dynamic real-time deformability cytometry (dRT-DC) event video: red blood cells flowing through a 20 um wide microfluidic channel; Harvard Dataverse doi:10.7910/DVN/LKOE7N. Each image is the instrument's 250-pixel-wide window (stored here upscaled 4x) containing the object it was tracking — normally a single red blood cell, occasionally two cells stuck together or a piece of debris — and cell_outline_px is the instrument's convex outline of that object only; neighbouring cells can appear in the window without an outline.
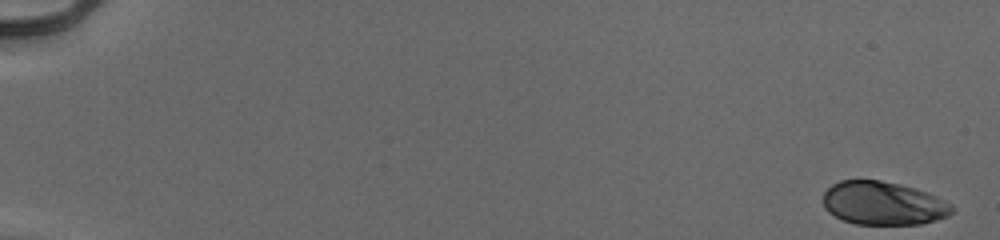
{"species": "human", "species_latin": "Homo sapiens", "temperature_condition": "cold", "stored_images_in_passage": 54, "camera_frame_rate_fps": 3000, "um_per_image_px": 0.085, "donor": {"sex": "male"}, "frame": {"image": 1, "passage_image": 1, "time_ms": 0.0, "image_size_px": [1000, 240], "cell_outline_px": [[952, 212], [948, 216], [936, 220], [920, 224], [856, 224], [844, 220], [828, 212], [824, 208], [824, 192], [832, 184], [840, 180], [880, 180], [900, 184], [916, 188], [928, 192], [952, 204]], "centroid_in_image_um": [75.08, 17.27], "position_along_channel_um": 9.9, "area_um2": 32.6}}
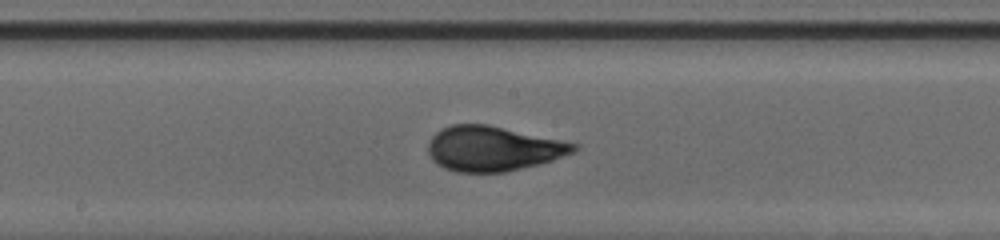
{"frame": {"image": 2, "passage_image": 31, "time_ms": 10.0, "image_size_px": [1000, 240], "cell_outline_px": [[580, 148], [576, 152], [540, 164], [504, 172], [456, 172], [444, 168], [436, 164], [432, 160], [428, 152], [428, 144], [432, 136], [440, 128], [452, 124], [488, 124], [580, 144]], "centroid_in_image_um": [41.92, 12.63], "position_along_channel_um": 206.3, "area_um2": 38.38}}
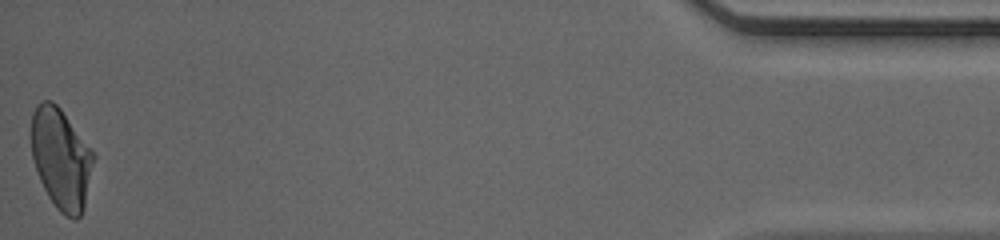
{"frame": {"image": 3, "passage_image": 54, "time_ms": 17.667, "image_size_px": [1000, 240], "cell_outline_px": [[96, 156], [84, 208], [80, 216], [76, 220], [72, 220], [64, 216], [56, 208], [48, 196], [40, 180], [32, 156], [32, 112], [40, 100], [52, 100], [60, 108]], "centroid_in_image_um": [5.21, 13.52], "position_along_channel_um": 430.0, "area_um2": 36.53}, "authors_computed_cell_mechanics": {"area_um2": 36.4429, "velocity_mm_per_s": 3.9773, "shape_relaxation_time_tau1_ms": 3.3312, "shape_relaxation_time_tau2_ms": null, "deformation_change_tau1": 0.1674, "deformation_change_tau2": null}}